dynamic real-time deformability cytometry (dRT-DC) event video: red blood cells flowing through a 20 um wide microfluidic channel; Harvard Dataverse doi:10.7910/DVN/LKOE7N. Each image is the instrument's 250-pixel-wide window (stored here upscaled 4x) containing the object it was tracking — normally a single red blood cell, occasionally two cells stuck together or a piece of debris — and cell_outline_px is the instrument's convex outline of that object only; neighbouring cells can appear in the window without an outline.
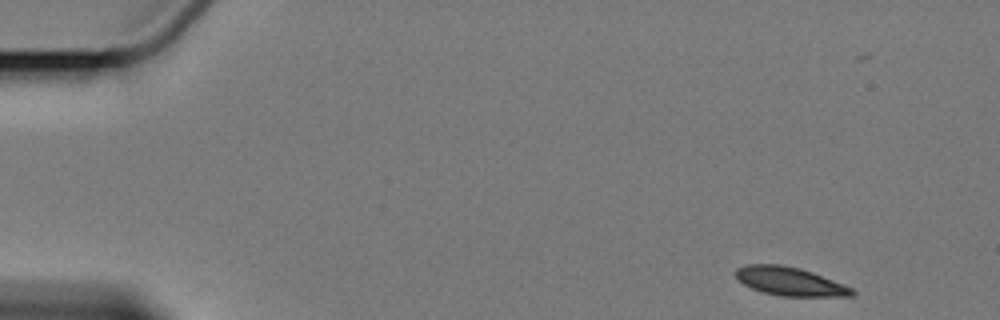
{"species": "Egyptian fruit bat (a non-hibernating species)", "species_latin": "Rousettus aegyptiacus", "temperature_condition": "cold", "stored_images_in_passage": 9, "camera_frame_rate_fps": 3000, "um_per_image_px": 0.085, "animal": {"sex": "female"}, "frame": {"image": 1, "passage_image": 1, "time_ms": 0.0, "image_size_px": [1000, 320], "cell_outline_px": [[856, 292], [852, 296], [780, 296], [764, 292], [752, 288], [736, 280], [732, 272], [736, 268], [748, 264], [780, 264], [800, 268], [812, 272], [844, 284], [852, 288]], "centroid_in_image_um": [67.09, 23.91], "position_along_channel_um": 17.9, "area_um2": 19.48}}
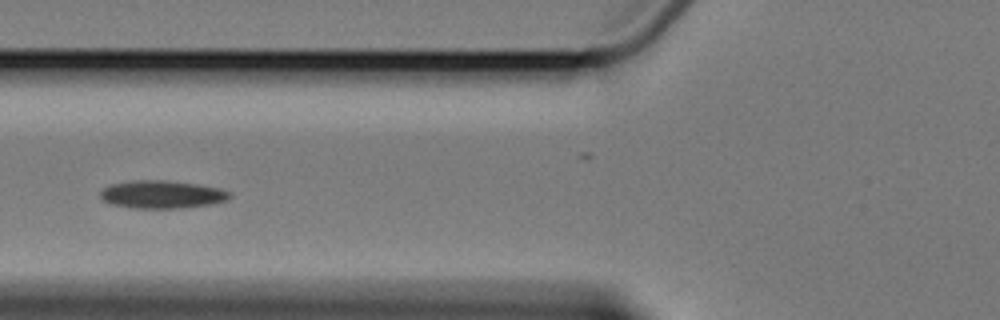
{"frame": {"image": 2, "passage_image": 6, "time_ms": 6.0, "image_size_px": [1000, 320], "cell_outline_px": [[232, 196], [228, 200], [212, 204], [180, 208], [132, 208], [108, 204], [100, 196], [100, 192], [108, 184], [132, 180], [164, 180], [196, 184], [220, 188], [232, 192]], "centroid_in_image_um": [13.76, 16.53], "position_along_channel_um": 112.0, "area_um2": 21.27}}
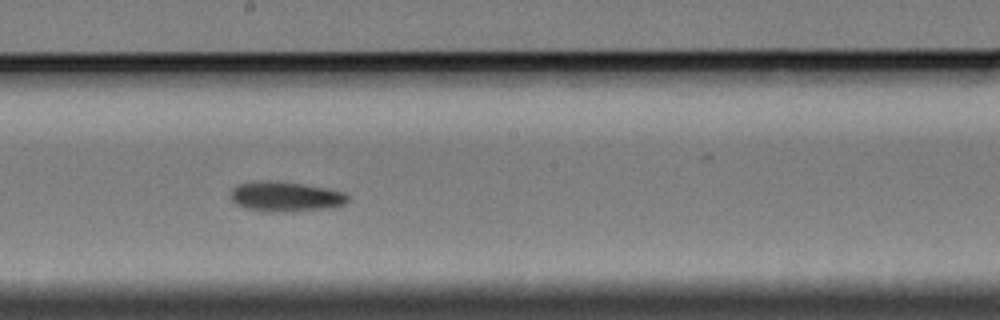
{"frame": {"image": 3, "passage_image": 9, "time_ms": 9.333, "image_size_px": [1000, 320], "cell_outline_px": [[348, 200], [344, 204], [332, 208], [292, 212], [268, 212], [244, 208], [236, 204], [228, 196], [232, 188], [236, 184], [264, 180], [268, 180], [300, 184], [348, 192]], "centroid_in_image_um": [24.25, 16.73], "position_along_channel_um": 224.0, "area_um2": 20.81}}